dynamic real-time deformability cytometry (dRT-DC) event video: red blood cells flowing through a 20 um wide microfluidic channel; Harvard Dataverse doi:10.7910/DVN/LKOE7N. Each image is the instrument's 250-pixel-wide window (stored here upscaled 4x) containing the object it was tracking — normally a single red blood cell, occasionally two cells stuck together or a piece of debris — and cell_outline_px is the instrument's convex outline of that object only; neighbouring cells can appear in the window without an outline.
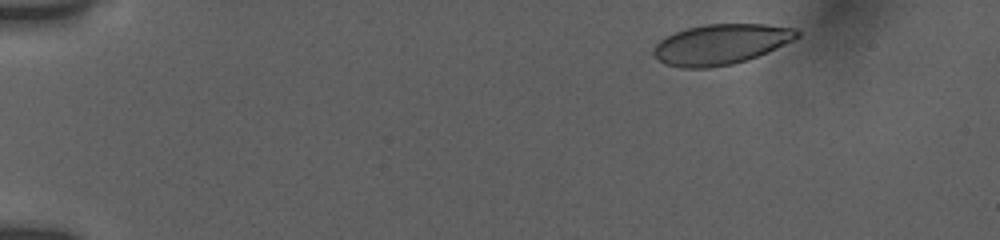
{"species": "human", "species_latin": "Homo sapiens", "temperature_condition": "room temperature", "stored_images_in_passage": 12, "camera_frame_rate_fps": 3000, "um_per_image_px": 0.085, "donor": {"sex": "female"}, "frame": {"image": 1, "passage_image": 1, "time_ms": 0.0, "image_size_px": [1000, 240], "cell_outline_px": [[800, 36], [768, 52], [732, 64], [708, 68], [680, 68], [664, 64], [652, 56], [652, 52], [656, 44], [660, 40], [676, 32], [688, 28], [708, 24], [764, 24], [792, 28], [800, 32]], "centroid_in_image_um": [61.23, 3.77], "position_along_channel_um": 23.8, "area_um2": 33.47}}